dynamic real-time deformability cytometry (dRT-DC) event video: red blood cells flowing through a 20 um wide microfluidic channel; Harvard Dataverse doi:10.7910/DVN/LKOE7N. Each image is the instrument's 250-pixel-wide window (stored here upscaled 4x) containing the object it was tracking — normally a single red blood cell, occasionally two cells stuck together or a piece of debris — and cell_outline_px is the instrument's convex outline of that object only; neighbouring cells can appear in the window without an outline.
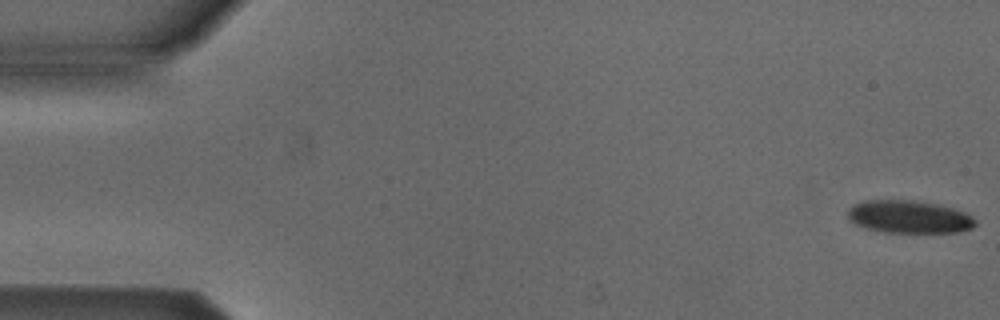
{"species": "Egyptian fruit bat (a non-hibernating species)", "species_latin": "Rousettus aegyptiacus", "temperature_condition": "cold", "stored_images_in_passage": 5, "segment_of_instrument_passage": [2, 2], "camera_frame_rate_fps": 3000, "um_per_image_px": 0.085, "animal": {"sex": "male"}, "frame": {"image": 1, "passage_image": 5, "time_ms": 5.667, "image_size_px": [1000, 320], "cell_outline_px": [[976, 224], [972, 228], [960, 232], [884, 232], [868, 228], [856, 224], [848, 216], [848, 208], [852, 204], [864, 200], [912, 200], [936, 204], [952, 208], [964, 212], [972, 216], [976, 220]], "centroid_in_image_um": [77.28, 18.42], "position_along_channel_um": 7.7, "area_um2": 24.22}}